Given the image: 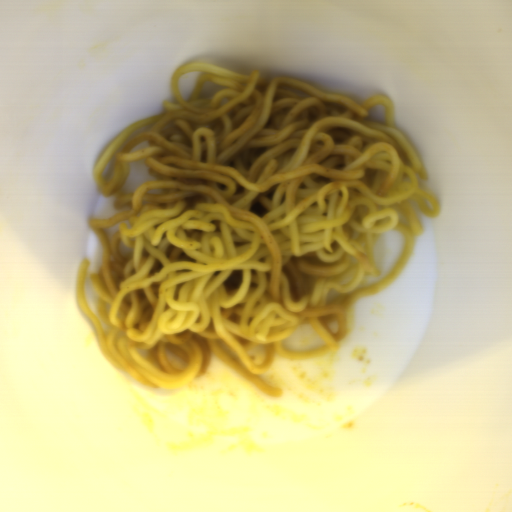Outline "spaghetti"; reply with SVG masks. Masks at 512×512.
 I'll return each mask as SVG.
<instances>
[{"label":"spaghetti","instance_id":"1","mask_svg":"<svg viewBox=\"0 0 512 512\" xmlns=\"http://www.w3.org/2000/svg\"><path fill=\"white\" fill-rule=\"evenodd\" d=\"M202 74L184 100L177 79ZM175 102L121 130L93 171L109 197L143 161L153 180L121 193L108 219L90 220L101 267L81 260L75 299L102 355L145 385L185 388L206 375L213 355L269 397L260 377L276 356L316 358L340 349L360 298L391 286L422 234L411 204L428 218L438 201L416 148L396 129L393 101L361 104L285 77L266 78L190 62L170 83ZM384 105L387 121L368 119ZM208 185L185 186L177 177ZM270 208L258 216L250 202ZM405 237L392 273L377 275L374 245L386 231ZM298 258L308 289L292 301L284 266ZM243 271L237 292L223 280ZM325 341L290 352L281 339L305 324Z\"/></svg>","mask_w":512,"mask_h":512}]
</instances>
